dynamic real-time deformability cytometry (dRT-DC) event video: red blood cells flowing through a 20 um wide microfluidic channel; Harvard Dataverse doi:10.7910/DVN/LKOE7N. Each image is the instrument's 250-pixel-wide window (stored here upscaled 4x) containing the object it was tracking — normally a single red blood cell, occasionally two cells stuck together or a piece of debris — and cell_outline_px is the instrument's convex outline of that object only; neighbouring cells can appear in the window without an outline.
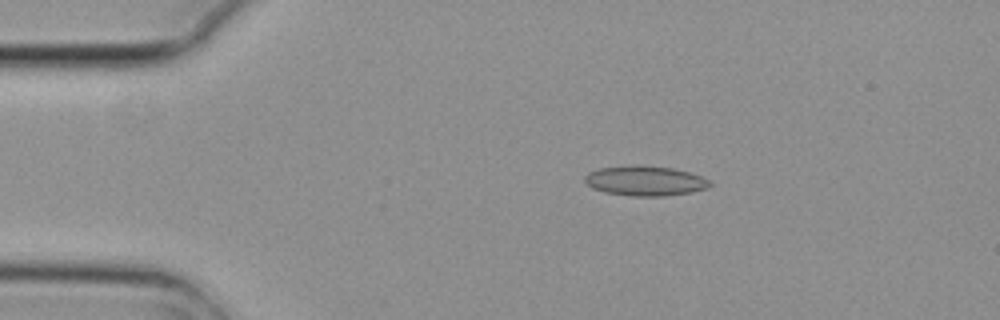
{"species": "common noctule bat (a hibernating species)", "species_latin": "Nyctalus noctula", "temperature_condition": "cold", "stored_images_in_passage": 6, "camera_frame_rate_fps": 3000, "um_per_image_px": 0.085, "animal": {"sex": "female", "body_mass_g": 29.2, "forearm_length_mm": 56.3}, "frame": {"image": 1, "passage_image": 3, "time_ms": 0.667, "image_size_px": [1000, 320], "cell_outline_px": [[712, 184], [708, 188], [692, 192], [664, 196], [632, 196], [604, 192], [592, 188], [584, 180], [584, 176], [588, 172], [600, 168], [672, 168], [688, 172], [712, 180]], "centroid_in_image_um": [54.88, 15.43], "position_along_channel_um": 30.1, "area_um2": 20.92}}
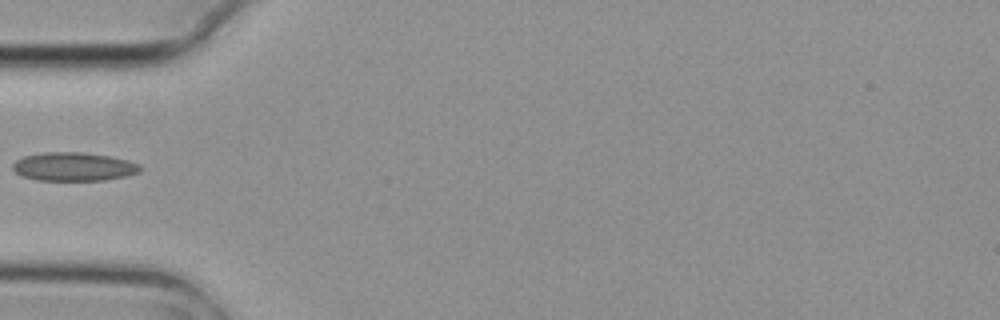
{"frame": {"image": 2, "passage_image": 5, "time_ms": 1.333, "image_size_px": [1000, 320], "cell_outline_px": [[144, 168], [140, 172], [124, 176], [104, 180], [36, 180], [24, 176], [16, 172], [12, 168], [12, 164], [16, 160], [24, 156], [44, 152], [84, 152], [112, 156], [128, 160], [140, 164]], "centroid_in_image_um": [6.3, 14.15], "position_along_channel_um": 78.7, "area_um2": 21.33}}
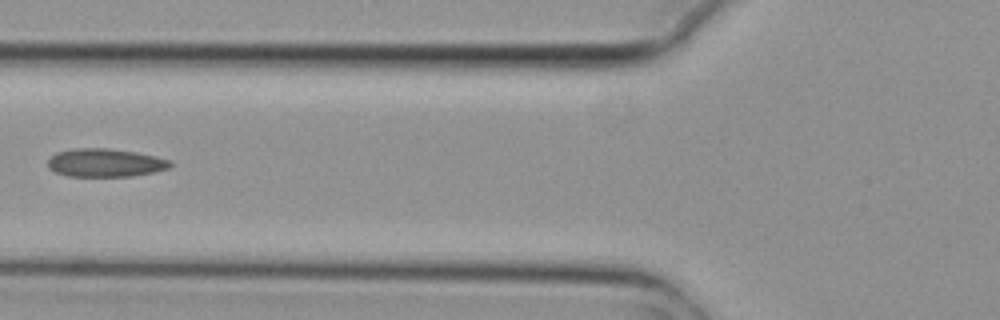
{"frame": {"image": 3, "passage_image": 6, "time_ms": 1.667, "image_size_px": [1000, 320], "cell_outline_px": [[172, 164], [168, 168], [152, 172], [132, 176], [68, 176], [56, 172], [48, 168], [48, 160], [56, 152], [76, 148], [108, 148], [136, 152], [156, 156], [172, 160]], "centroid_in_image_um": [8.95, 13.83], "position_along_channel_um": 116.9, "area_um2": 20.11}}